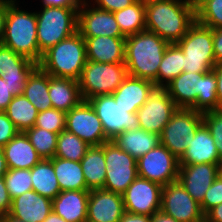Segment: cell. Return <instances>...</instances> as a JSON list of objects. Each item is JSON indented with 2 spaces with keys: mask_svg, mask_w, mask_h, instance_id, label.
<instances>
[{
  "mask_svg": "<svg viewBox=\"0 0 222 222\" xmlns=\"http://www.w3.org/2000/svg\"><path fill=\"white\" fill-rule=\"evenodd\" d=\"M146 30L169 44L179 42L196 22V8L189 0H155L145 3Z\"/></svg>",
  "mask_w": 222,
  "mask_h": 222,
  "instance_id": "1",
  "label": "cell"
},
{
  "mask_svg": "<svg viewBox=\"0 0 222 222\" xmlns=\"http://www.w3.org/2000/svg\"><path fill=\"white\" fill-rule=\"evenodd\" d=\"M169 43L148 30L126 37L125 66L129 76L149 80L157 87V74Z\"/></svg>",
  "mask_w": 222,
  "mask_h": 222,
  "instance_id": "2",
  "label": "cell"
},
{
  "mask_svg": "<svg viewBox=\"0 0 222 222\" xmlns=\"http://www.w3.org/2000/svg\"><path fill=\"white\" fill-rule=\"evenodd\" d=\"M17 0H7V15L2 44L37 64L41 61L37 41L36 11L20 9Z\"/></svg>",
  "mask_w": 222,
  "mask_h": 222,
  "instance_id": "3",
  "label": "cell"
},
{
  "mask_svg": "<svg viewBox=\"0 0 222 222\" xmlns=\"http://www.w3.org/2000/svg\"><path fill=\"white\" fill-rule=\"evenodd\" d=\"M86 61L85 39L77 31L45 51L38 66L50 76L79 80Z\"/></svg>",
  "mask_w": 222,
  "mask_h": 222,
  "instance_id": "4",
  "label": "cell"
},
{
  "mask_svg": "<svg viewBox=\"0 0 222 222\" xmlns=\"http://www.w3.org/2000/svg\"><path fill=\"white\" fill-rule=\"evenodd\" d=\"M37 41L43 54L52 46L77 32L78 9L45 6L36 11Z\"/></svg>",
  "mask_w": 222,
  "mask_h": 222,
  "instance_id": "5",
  "label": "cell"
},
{
  "mask_svg": "<svg viewBox=\"0 0 222 222\" xmlns=\"http://www.w3.org/2000/svg\"><path fill=\"white\" fill-rule=\"evenodd\" d=\"M176 44L184 53V72L207 73L216 66L212 28L196 21Z\"/></svg>",
  "mask_w": 222,
  "mask_h": 222,
  "instance_id": "6",
  "label": "cell"
},
{
  "mask_svg": "<svg viewBox=\"0 0 222 222\" xmlns=\"http://www.w3.org/2000/svg\"><path fill=\"white\" fill-rule=\"evenodd\" d=\"M128 76L125 63L86 61L79 82L82 99L112 94Z\"/></svg>",
  "mask_w": 222,
  "mask_h": 222,
  "instance_id": "7",
  "label": "cell"
},
{
  "mask_svg": "<svg viewBox=\"0 0 222 222\" xmlns=\"http://www.w3.org/2000/svg\"><path fill=\"white\" fill-rule=\"evenodd\" d=\"M202 123V112L177 108L160 134V143L179 160Z\"/></svg>",
  "mask_w": 222,
  "mask_h": 222,
  "instance_id": "8",
  "label": "cell"
},
{
  "mask_svg": "<svg viewBox=\"0 0 222 222\" xmlns=\"http://www.w3.org/2000/svg\"><path fill=\"white\" fill-rule=\"evenodd\" d=\"M106 179L102 189L123 194L138 177L137 160L113 141L103 143Z\"/></svg>",
  "mask_w": 222,
  "mask_h": 222,
  "instance_id": "9",
  "label": "cell"
},
{
  "mask_svg": "<svg viewBox=\"0 0 222 222\" xmlns=\"http://www.w3.org/2000/svg\"><path fill=\"white\" fill-rule=\"evenodd\" d=\"M87 101L94 108L110 141L125 130L139 129L137 113H128V109L117 104L111 94L99 95Z\"/></svg>",
  "mask_w": 222,
  "mask_h": 222,
  "instance_id": "10",
  "label": "cell"
},
{
  "mask_svg": "<svg viewBox=\"0 0 222 222\" xmlns=\"http://www.w3.org/2000/svg\"><path fill=\"white\" fill-rule=\"evenodd\" d=\"M138 176L162 187L178 180L179 160L161 143L137 160Z\"/></svg>",
  "mask_w": 222,
  "mask_h": 222,
  "instance_id": "11",
  "label": "cell"
},
{
  "mask_svg": "<svg viewBox=\"0 0 222 222\" xmlns=\"http://www.w3.org/2000/svg\"><path fill=\"white\" fill-rule=\"evenodd\" d=\"M160 211L179 222H203L201 206L178 181L162 187Z\"/></svg>",
  "mask_w": 222,
  "mask_h": 222,
  "instance_id": "12",
  "label": "cell"
},
{
  "mask_svg": "<svg viewBox=\"0 0 222 222\" xmlns=\"http://www.w3.org/2000/svg\"><path fill=\"white\" fill-rule=\"evenodd\" d=\"M177 108L165 87H155L136 112L139 128L160 135Z\"/></svg>",
  "mask_w": 222,
  "mask_h": 222,
  "instance_id": "13",
  "label": "cell"
},
{
  "mask_svg": "<svg viewBox=\"0 0 222 222\" xmlns=\"http://www.w3.org/2000/svg\"><path fill=\"white\" fill-rule=\"evenodd\" d=\"M65 129L90 146H100L110 141L105 136L102 123L88 101L83 100L66 113Z\"/></svg>",
  "mask_w": 222,
  "mask_h": 222,
  "instance_id": "14",
  "label": "cell"
},
{
  "mask_svg": "<svg viewBox=\"0 0 222 222\" xmlns=\"http://www.w3.org/2000/svg\"><path fill=\"white\" fill-rule=\"evenodd\" d=\"M162 186L138 176L122 194L126 212L153 216L161 208Z\"/></svg>",
  "mask_w": 222,
  "mask_h": 222,
  "instance_id": "15",
  "label": "cell"
},
{
  "mask_svg": "<svg viewBox=\"0 0 222 222\" xmlns=\"http://www.w3.org/2000/svg\"><path fill=\"white\" fill-rule=\"evenodd\" d=\"M77 31L82 37H125L113 12L96 8L88 1L78 9Z\"/></svg>",
  "mask_w": 222,
  "mask_h": 222,
  "instance_id": "16",
  "label": "cell"
},
{
  "mask_svg": "<svg viewBox=\"0 0 222 222\" xmlns=\"http://www.w3.org/2000/svg\"><path fill=\"white\" fill-rule=\"evenodd\" d=\"M124 212L121 194L102 188L89 190L87 222H119Z\"/></svg>",
  "mask_w": 222,
  "mask_h": 222,
  "instance_id": "17",
  "label": "cell"
},
{
  "mask_svg": "<svg viewBox=\"0 0 222 222\" xmlns=\"http://www.w3.org/2000/svg\"><path fill=\"white\" fill-rule=\"evenodd\" d=\"M219 172L218 164L179 165L178 181L188 194L201 204L206 191L218 177Z\"/></svg>",
  "mask_w": 222,
  "mask_h": 222,
  "instance_id": "18",
  "label": "cell"
},
{
  "mask_svg": "<svg viewBox=\"0 0 222 222\" xmlns=\"http://www.w3.org/2000/svg\"><path fill=\"white\" fill-rule=\"evenodd\" d=\"M182 157L179 159V165L193 164H218L221 160L217 152L215 140L209 132L208 128L202 123Z\"/></svg>",
  "mask_w": 222,
  "mask_h": 222,
  "instance_id": "19",
  "label": "cell"
},
{
  "mask_svg": "<svg viewBox=\"0 0 222 222\" xmlns=\"http://www.w3.org/2000/svg\"><path fill=\"white\" fill-rule=\"evenodd\" d=\"M86 44V58L99 63H125L126 37H83Z\"/></svg>",
  "mask_w": 222,
  "mask_h": 222,
  "instance_id": "20",
  "label": "cell"
},
{
  "mask_svg": "<svg viewBox=\"0 0 222 222\" xmlns=\"http://www.w3.org/2000/svg\"><path fill=\"white\" fill-rule=\"evenodd\" d=\"M52 211V200L34 190L12 199L9 214L26 222H44Z\"/></svg>",
  "mask_w": 222,
  "mask_h": 222,
  "instance_id": "21",
  "label": "cell"
},
{
  "mask_svg": "<svg viewBox=\"0 0 222 222\" xmlns=\"http://www.w3.org/2000/svg\"><path fill=\"white\" fill-rule=\"evenodd\" d=\"M155 87L149 80L128 75L111 95L117 104L128 109V113H136Z\"/></svg>",
  "mask_w": 222,
  "mask_h": 222,
  "instance_id": "22",
  "label": "cell"
},
{
  "mask_svg": "<svg viewBox=\"0 0 222 222\" xmlns=\"http://www.w3.org/2000/svg\"><path fill=\"white\" fill-rule=\"evenodd\" d=\"M89 190L61 191L52 200V210L66 222H87Z\"/></svg>",
  "mask_w": 222,
  "mask_h": 222,
  "instance_id": "23",
  "label": "cell"
},
{
  "mask_svg": "<svg viewBox=\"0 0 222 222\" xmlns=\"http://www.w3.org/2000/svg\"><path fill=\"white\" fill-rule=\"evenodd\" d=\"M3 150L8 169H31L42 160L24 132H19Z\"/></svg>",
  "mask_w": 222,
  "mask_h": 222,
  "instance_id": "24",
  "label": "cell"
},
{
  "mask_svg": "<svg viewBox=\"0 0 222 222\" xmlns=\"http://www.w3.org/2000/svg\"><path fill=\"white\" fill-rule=\"evenodd\" d=\"M49 97L52 102V107L65 113L83 101L78 80L53 77L50 75Z\"/></svg>",
  "mask_w": 222,
  "mask_h": 222,
  "instance_id": "25",
  "label": "cell"
},
{
  "mask_svg": "<svg viewBox=\"0 0 222 222\" xmlns=\"http://www.w3.org/2000/svg\"><path fill=\"white\" fill-rule=\"evenodd\" d=\"M204 73L182 72L165 88L178 108H191L200 93V76Z\"/></svg>",
  "mask_w": 222,
  "mask_h": 222,
  "instance_id": "26",
  "label": "cell"
},
{
  "mask_svg": "<svg viewBox=\"0 0 222 222\" xmlns=\"http://www.w3.org/2000/svg\"><path fill=\"white\" fill-rule=\"evenodd\" d=\"M111 141L138 160L160 144V135L139 128L138 130H125Z\"/></svg>",
  "mask_w": 222,
  "mask_h": 222,
  "instance_id": "27",
  "label": "cell"
},
{
  "mask_svg": "<svg viewBox=\"0 0 222 222\" xmlns=\"http://www.w3.org/2000/svg\"><path fill=\"white\" fill-rule=\"evenodd\" d=\"M80 164L87 188L89 190L103 188L106 179L103 144L100 146H90L85 156L81 159Z\"/></svg>",
  "mask_w": 222,
  "mask_h": 222,
  "instance_id": "28",
  "label": "cell"
},
{
  "mask_svg": "<svg viewBox=\"0 0 222 222\" xmlns=\"http://www.w3.org/2000/svg\"><path fill=\"white\" fill-rule=\"evenodd\" d=\"M39 112L51 109L49 74L37 66L28 76L22 93Z\"/></svg>",
  "mask_w": 222,
  "mask_h": 222,
  "instance_id": "29",
  "label": "cell"
},
{
  "mask_svg": "<svg viewBox=\"0 0 222 222\" xmlns=\"http://www.w3.org/2000/svg\"><path fill=\"white\" fill-rule=\"evenodd\" d=\"M61 191L89 190L80 162L53 157L50 159Z\"/></svg>",
  "mask_w": 222,
  "mask_h": 222,
  "instance_id": "30",
  "label": "cell"
},
{
  "mask_svg": "<svg viewBox=\"0 0 222 222\" xmlns=\"http://www.w3.org/2000/svg\"><path fill=\"white\" fill-rule=\"evenodd\" d=\"M32 187L39 195L53 200L59 195V187L53 163L50 159H42L31 168Z\"/></svg>",
  "mask_w": 222,
  "mask_h": 222,
  "instance_id": "31",
  "label": "cell"
},
{
  "mask_svg": "<svg viewBox=\"0 0 222 222\" xmlns=\"http://www.w3.org/2000/svg\"><path fill=\"white\" fill-rule=\"evenodd\" d=\"M4 112L19 132H25L35 126L39 113L23 94L14 96Z\"/></svg>",
  "mask_w": 222,
  "mask_h": 222,
  "instance_id": "32",
  "label": "cell"
},
{
  "mask_svg": "<svg viewBox=\"0 0 222 222\" xmlns=\"http://www.w3.org/2000/svg\"><path fill=\"white\" fill-rule=\"evenodd\" d=\"M121 33L127 37L146 30L145 3L137 0L132 5L114 12Z\"/></svg>",
  "mask_w": 222,
  "mask_h": 222,
  "instance_id": "33",
  "label": "cell"
},
{
  "mask_svg": "<svg viewBox=\"0 0 222 222\" xmlns=\"http://www.w3.org/2000/svg\"><path fill=\"white\" fill-rule=\"evenodd\" d=\"M183 58L184 53L176 43L167 46L158 69L157 87H165L184 72Z\"/></svg>",
  "mask_w": 222,
  "mask_h": 222,
  "instance_id": "34",
  "label": "cell"
},
{
  "mask_svg": "<svg viewBox=\"0 0 222 222\" xmlns=\"http://www.w3.org/2000/svg\"><path fill=\"white\" fill-rule=\"evenodd\" d=\"M38 64L0 43V75L31 74Z\"/></svg>",
  "mask_w": 222,
  "mask_h": 222,
  "instance_id": "35",
  "label": "cell"
},
{
  "mask_svg": "<svg viewBox=\"0 0 222 222\" xmlns=\"http://www.w3.org/2000/svg\"><path fill=\"white\" fill-rule=\"evenodd\" d=\"M89 147L85 141L65 129L58 134L54 157L80 162Z\"/></svg>",
  "mask_w": 222,
  "mask_h": 222,
  "instance_id": "36",
  "label": "cell"
},
{
  "mask_svg": "<svg viewBox=\"0 0 222 222\" xmlns=\"http://www.w3.org/2000/svg\"><path fill=\"white\" fill-rule=\"evenodd\" d=\"M191 108L202 113L218 109L217 81L213 70L200 76V93Z\"/></svg>",
  "mask_w": 222,
  "mask_h": 222,
  "instance_id": "37",
  "label": "cell"
},
{
  "mask_svg": "<svg viewBox=\"0 0 222 222\" xmlns=\"http://www.w3.org/2000/svg\"><path fill=\"white\" fill-rule=\"evenodd\" d=\"M24 133L42 159H51L55 156L58 139L57 133L34 126Z\"/></svg>",
  "mask_w": 222,
  "mask_h": 222,
  "instance_id": "38",
  "label": "cell"
},
{
  "mask_svg": "<svg viewBox=\"0 0 222 222\" xmlns=\"http://www.w3.org/2000/svg\"><path fill=\"white\" fill-rule=\"evenodd\" d=\"M195 8L198 23L212 29L222 28V0H202Z\"/></svg>",
  "mask_w": 222,
  "mask_h": 222,
  "instance_id": "39",
  "label": "cell"
},
{
  "mask_svg": "<svg viewBox=\"0 0 222 222\" xmlns=\"http://www.w3.org/2000/svg\"><path fill=\"white\" fill-rule=\"evenodd\" d=\"M31 180V169H8L4 181L11 199L33 190Z\"/></svg>",
  "mask_w": 222,
  "mask_h": 222,
  "instance_id": "40",
  "label": "cell"
},
{
  "mask_svg": "<svg viewBox=\"0 0 222 222\" xmlns=\"http://www.w3.org/2000/svg\"><path fill=\"white\" fill-rule=\"evenodd\" d=\"M34 127L59 134L66 127V113L55 108L39 112Z\"/></svg>",
  "mask_w": 222,
  "mask_h": 222,
  "instance_id": "41",
  "label": "cell"
},
{
  "mask_svg": "<svg viewBox=\"0 0 222 222\" xmlns=\"http://www.w3.org/2000/svg\"><path fill=\"white\" fill-rule=\"evenodd\" d=\"M203 123L214 138L219 158L222 161V110L204 112Z\"/></svg>",
  "mask_w": 222,
  "mask_h": 222,
  "instance_id": "42",
  "label": "cell"
},
{
  "mask_svg": "<svg viewBox=\"0 0 222 222\" xmlns=\"http://www.w3.org/2000/svg\"><path fill=\"white\" fill-rule=\"evenodd\" d=\"M222 203V176L219 174L210 188L206 191L202 203V212L206 214L210 209Z\"/></svg>",
  "mask_w": 222,
  "mask_h": 222,
  "instance_id": "43",
  "label": "cell"
},
{
  "mask_svg": "<svg viewBox=\"0 0 222 222\" xmlns=\"http://www.w3.org/2000/svg\"><path fill=\"white\" fill-rule=\"evenodd\" d=\"M19 133L4 111H0V146L4 147Z\"/></svg>",
  "mask_w": 222,
  "mask_h": 222,
  "instance_id": "44",
  "label": "cell"
},
{
  "mask_svg": "<svg viewBox=\"0 0 222 222\" xmlns=\"http://www.w3.org/2000/svg\"><path fill=\"white\" fill-rule=\"evenodd\" d=\"M137 0H89L96 8L116 12L135 3ZM95 3V4H94Z\"/></svg>",
  "mask_w": 222,
  "mask_h": 222,
  "instance_id": "45",
  "label": "cell"
},
{
  "mask_svg": "<svg viewBox=\"0 0 222 222\" xmlns=\"http://www.w3.org/2000/svg\"><path fill=\"white\" fill-rule=\"evenodd\" d=\"M30 74H1L0 77L6 80L11 90H13V96L22 95L27 78Z\"/></svg>",
  "mask_w": 222,
  "mask_h": 222,
  "instance_id": "46",
  "label": "cell"
},
{
  "mask_svg": "<svg viewBox=\"0 0 222 222\" xmlns=\"http://www.w3.org/2000/svg\"><path fill=\"white\" fill-rule=\"evenodd\" d=\"M12 199L5 185L4 177H0V217L10 212Z\"/></svg>",
  "mask_w": 222,
  "mask_h": 222,
  "instance_id": "47",
  "label": "cell"
},
{
  "mask_svg": "<svg viewBox=\"0 0 222 222\" xmlns=\"http://www.w3.org/2000/svg\"><path fill=\"white\" fill-rule=\"evenodd\" d=\"M13 97V90L10 89L6 80L0 77V111L6 110Z\"/></svg>",
  "mask_w": 222,
  "mask_h": 222,
  "instance_id": "48",
  "label": "cell"
},
{
  "mask_svg": "<svg viewBox=\"0 0 222 222\" xmlns=\"http://www.w3.org/2000/svg\"><path fill=\"white\" fill-rule=\"evenodd\" d=\"M89 0H41L43 6L52 7H75L79 9L83 4Z\"/></svg>",
  "mask_w": 222,
  "mask_h": 222,
  "instance_id": "49",
  "label": "cell"
},
{
  "mask_svg": "<svg viewBox=\"0 0 222 222\" xmlns=\"http://www.w3.org/2000/svg\"><path fill=\"white\" fill-rule=\"evenodd\" d=\"M213 48L216 65L222 64V28L213 29Z\"/></svg>",
  "mask_w": 222,
  "mask_h": 222,
  "instance_id": "50",
  "label": "cell"
},
{
  "mask_svg": "<svg viewBox=\"0 0 222 222\" xmlns=\"http://www.w3.org/2000/svg\"><path fill=\"white\" fill-rule=\"evenodd\" d=\"M217 81L218 109L222 110V64H217L213 69Z\"/></svg>",
  "mask_w": 222,
  "mask_h": 222,
  "instance_id": "51",
  "label": "cell"
},
{
  "mask_svg": "<svg viewBox=\"0 0 222 222\" xmlns=\"http://www.w3.org/2000/svg\"><path fill=\"white\" fill-rule=\"evenodd\" d=\"M152 216L124 212L119 222H151Z\"/></svg>",
  "mask_w": 222,
  "mask_h": 222,
  "instance_id": "52",
  "label": "cell"
},
{
  "mask_svg": "<svg viewBox=\"0 0 222 222\" xmlns=\"http://www.w3.org/2000/svg\"><path fill=\"white\" fill-rule=\"evenodd\" d=\"M206 222H222V203L213 207L205 214Z\"/></svg>",
  "mask_w": 222,
  "mask_h": 222,
  "instance_id": "53",
  "label": "cell"
},
{
  "mask_svg": "<svg viewBox=\"0 0 222 222\" xmlns=\"http://www.w3.org/2000/svg\"><path fill=\"white\" fill-rule=\"evenodd\" d=\"M7 15V0H0V43L4 35L5 21Z\"/></svg>",
  "mask_w": 222,
  "mask_h": 222,
  "instance_id": "54",
  "label": "cell"
},
{
  "mask_svg": "<svg viewBox=\"0 0 222 222\" xmlns=\"http://www.w3.org/2000/svg\"><path fill=\"white\" fill-rule=\"evenodd\" d=\"M151 222H179V221L159 211L152 216Z\"/></svg>",
  "mask_w": 222,
  "mask_h": 222,
  "instance_id": "55",
  "label": "cell"
},
{
  "mask_svg": "<svg viewBox=\"0 0 222 222\" xmlns=\"http://www.w3.org/2000/svg\"><path fill=\"white\" fill-rule=\"evenodd\" d=\"M8 171L3 147L0 146V177H4Z\"/></svg>",
  "mask_w": 222,
  "mask_h": 222,
  "instance_id": "56",
  "label": "cell"
},
{
  "mask_svg": "<svg viewBox=\"0 0 222 222\" xmlns=\"http://www.w3.org/2000/svg\"><path fill=\"white\" fill-rule=\"evenodd\" d=\"M44 222H66L62 217L58 216L53 210L44 220Z\"/></svg>",
  "mask_w": 222,
  "mask_h": 222,
  "instance_id": "57",
  "label": "cell"
},
{
  "mask_svg": "<svg viewBox=\"0 0 222 222\" xmlns=\"http://www.w3.org/2000/svg\"><path fill=\"white\" fill-rule=\"evenodd\" d=\"M0 222H26L24 220L18 219L11 216L9 213L0 217Z\"/></svg>",
  "mask_w": 222,
  "mask_h": 222,
  "instance_id": "58",
  "label": "cell"
},
{
  "mask_svg": "<svg viewBox=\"0 0 222 222\" xmlns=\"http://www.w3.org/2000/svg\"><path fill=\"white\" fill-rule=\"evenodd\" d=\"M195 7L202 1V0H189Z\"/></svg>",
  "mask_w": 222,
  "mask_h": 222,
  "instance_id": "59",
  "label": "cell"
},
{
  "mask_svg": "<svg viewBox=\"0 0 222 222\" xmlns=\"http://www.w3.org/2000/svg\"><path fill=\"white\" fill-rule=\"evenodd\" d=\"M139 1H141L142 3H147V2L155 1V0H139Z\"/></svg>",
  "mask_w": 222,
  "mask_h": 222,
  "instance_id": "60",
  "label": "cell"
},
{
  "mask_svg": "<svg viewBox=\"0 0 222 222\" xmlns=\"http://www.w3.org/2000/svg\"><path fill=\"white\" fill-rule=\"evenodd\" d=\"M219 174L222 176V162L220 164V172H219Z\"/></svg>",
  "mask_w": 222,
  "mask_h": 222,
  "instance_id": "61",
  "label": "cell"
}]
</instances>
